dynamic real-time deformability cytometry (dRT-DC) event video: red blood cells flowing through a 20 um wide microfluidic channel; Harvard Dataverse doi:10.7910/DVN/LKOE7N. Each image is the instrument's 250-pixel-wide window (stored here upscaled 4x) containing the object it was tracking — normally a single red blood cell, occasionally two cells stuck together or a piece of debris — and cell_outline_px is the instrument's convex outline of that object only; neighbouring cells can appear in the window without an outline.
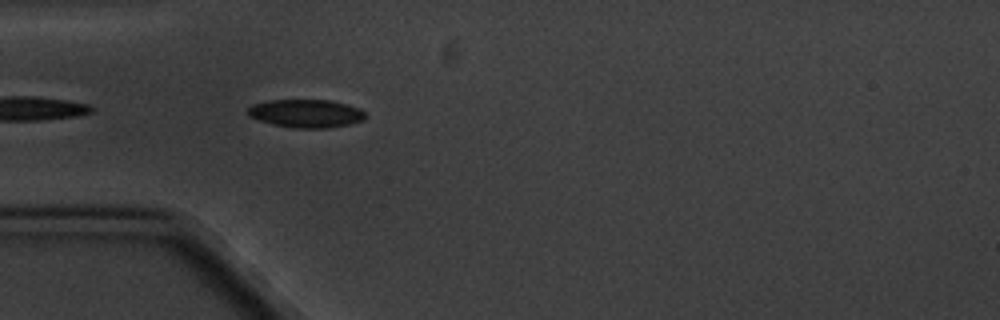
{"species": "common noctule bat (a hibernating species)", "species_latin": "Nyctalus noctula", "temperature_condition": "cold", "stored_images_in_passage": 5, "camera_frame_rate_fps": 3000, "um_per_image_px": 0.085, "animal": {"sex": "male", "body_mass_g": 20.1, "forearm_length_mm": 53.5}, "frame": {"image": 1, "passage_image": 5, "time_ms": 4.667, "image_size_px": [1000, 320], "cell_outline_px": [[368, 116], [364, 120], [348, 124], [328, 128], [292, 128], [272, 124], [248, 116], [248, 108], [252, 104], [268, 100], [328, 100], [360, 108]], "centroid_in_image_um": [26.01, 9.65], "position_along_channel_um": 59.0, "area_um2": 19.31}}